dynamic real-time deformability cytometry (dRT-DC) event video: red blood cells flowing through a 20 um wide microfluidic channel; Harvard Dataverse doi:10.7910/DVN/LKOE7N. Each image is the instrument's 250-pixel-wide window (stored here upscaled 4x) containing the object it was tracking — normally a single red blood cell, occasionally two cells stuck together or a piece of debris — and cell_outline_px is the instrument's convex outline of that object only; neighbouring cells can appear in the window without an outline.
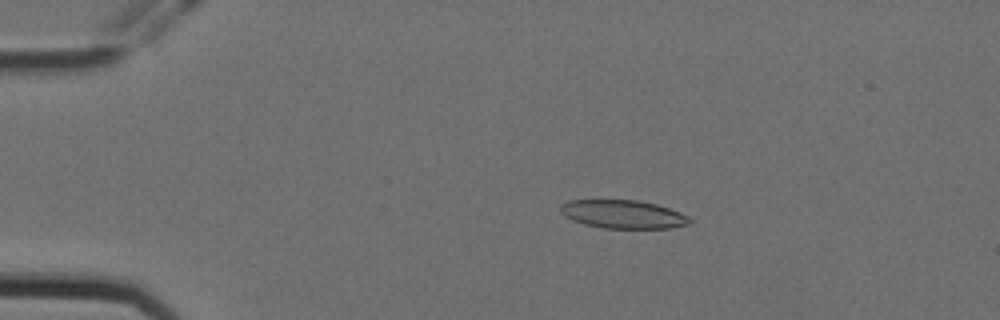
{"species": "Egyptian fruit bat (a non-hibernating species)", "species_latin": "Rousettus aegyptiacus", "temperature_condition": "cold", "stored_images_in_passage": 57, "camera_frame_rate_fps": 3000, "um_per_image_px": 0.085, "animal": {"sex": "female"}, "frame": {"image": 1, "passage_image": 11, "time_ms": 3.333, "image_size_px": [1000, 320], "cell_outline_px": [[692, 224], [672, 228], [604, 228], [584, 224], [572, 220], [564, 216], [560, 212], [560, 204], [568, 200], [636, 200], [656, 204], [680, 212], [688, 216], [692, 220]], "centroid_in_image_um": [52.96, 18.21], "position_along_channel_um": 32.0, "area_um2": 21.5}}
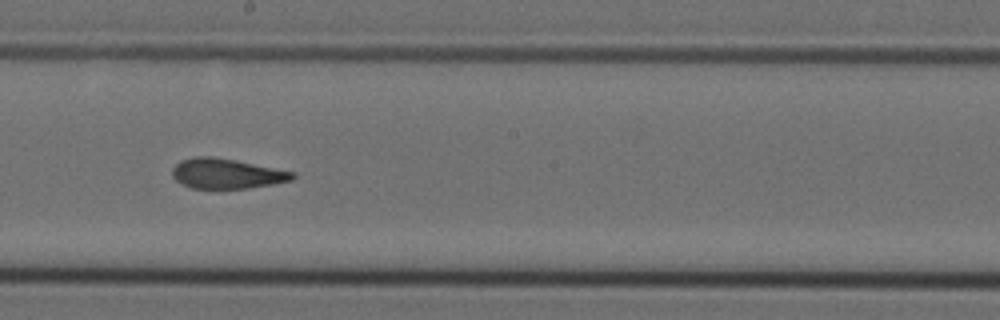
{"frame": {"image": 2, "passage_image": 32, "time_ms": 10.333, "image_size_px": [1000, 320], "cell_outline_px": [[296, 176], [292, 180], [272, 184], [248, 188], [192, 188], [180, 184], [172, 176], [172, 168], [180, 160], [196, 156], [212, 156], [236, 160], [296, 172]], "centroid_in_image_um": [19.25, 14.75], "position_along_channel_um": 228.9, "area_um2": 21.15}}
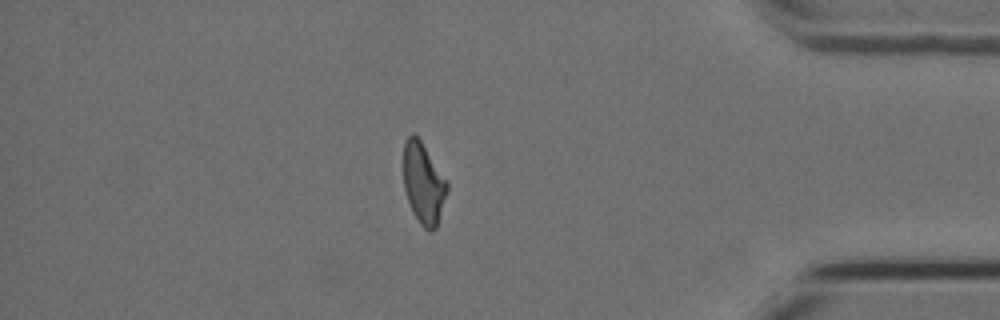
{"frame": {"image": 3, "passage_image": 49, "time_ms": 16.0, "image_size_px": [1000, 320], "cell_outline_px": [[448, 188], [436, 228], [432, 232], [428, 232], [420, 224], [412, 212], [404, 188], [404, 140], [412, 132], [420, 140], [448, 180]], "centroid_in_image_um": [36.0, 15.59], "position_along_channel_um": 399.2, "area_um2": 20.63}, "authors_computed_cell_mechanics": {"area_um2": 21.8484, "velocity_mm_per_s": 3.5707, "shape_relaxation_time_tau1_ms": null, "shape_relaxation_time_tau2_ms": 2.4598, "deformation_change_tau1": null, "deformation_change_tau2": 0.1009}}